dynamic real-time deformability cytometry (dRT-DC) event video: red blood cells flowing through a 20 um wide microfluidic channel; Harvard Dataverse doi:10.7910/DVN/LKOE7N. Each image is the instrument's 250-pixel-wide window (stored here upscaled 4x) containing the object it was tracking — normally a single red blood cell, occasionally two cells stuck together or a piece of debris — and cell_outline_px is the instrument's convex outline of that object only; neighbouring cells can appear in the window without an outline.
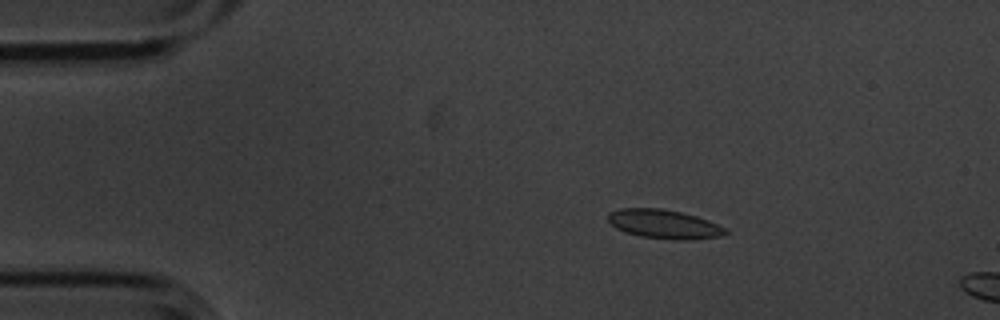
{"species": "common noctule bat (a hibernating species)", "species_latin": "Nyctalus noctula", "temperature_condition": "cold", "stored_images_in_passage": 3, "camera_frame_rate_fps": 3000, "um_per_image_px": 0.085, "animal": {"sex": "male", "body_mass_g": 20.1, "forearm_length_mm": 53.5}, "frame": {"image": 1, "passage_image": 2, "time_ms": 0.333, "image_size_px": [1000, 320], "cell_outline_px": [[728, 232], [724, 236], [688, 240], [676, 240], [640, 236], [624, 232], [616, 228], [608, 220], [608, 212], [620, 208], [660, 208], [680, 212], [696, 216], [708, 220], [728, 228]], "centroid_in_image_um": [56.47, 19.05], "position_along_channel_um": 28.5, "area_um2": 20.0}}